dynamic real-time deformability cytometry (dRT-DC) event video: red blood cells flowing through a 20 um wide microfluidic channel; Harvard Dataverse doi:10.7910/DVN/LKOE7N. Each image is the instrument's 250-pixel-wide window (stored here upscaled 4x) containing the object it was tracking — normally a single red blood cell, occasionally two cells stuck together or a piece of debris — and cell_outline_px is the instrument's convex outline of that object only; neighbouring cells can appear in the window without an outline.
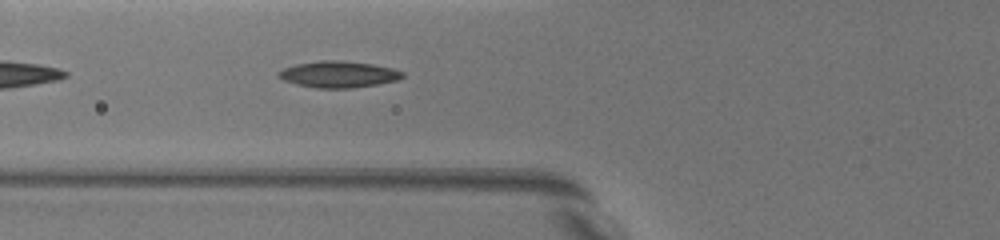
{"species": "common noctule bat (a hibernating species)", "species_latin": "Nyctalus noctula", "temperature_condition": "warm", "stored_images_in_passage": 40, "segment_of_instrument_passage": [1, 2], "camera_frame_rate_fps": 3000, "um_per_image_px": 0.085, "animal": {"sex": "female", "body_mass_g": 19.5, "forearm_length_mm": 54.1}, "frame": {"image": 1, "passage_image": 5, "time_ms": 1.333, "image_size_px": [1000, 240], "cell_outline_px": [[404, 76], [396, 80], [376, 84], [352, 88], [316, 88], [296, 84], [284, 80], [276, 76], [276, 72], [284, 68], [296, 64], [320, 60], [336, 60], [372, 64], [392, 68], [404, 72]], "centroid_in_image_um": [28.73, 6.31], "position_along_channel_um": 97.1, "area_um2": 19.02}}
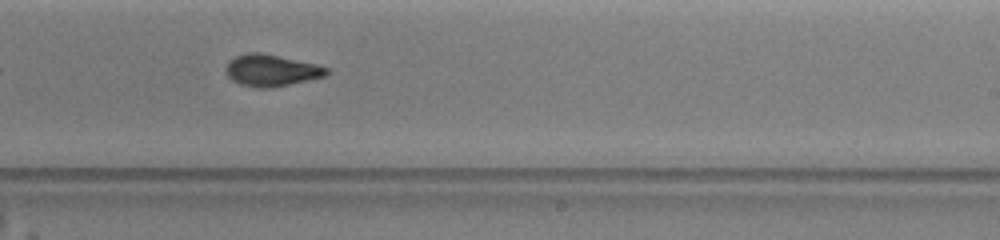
{"frame": {"image": 2, "passage_image": 18, "time_ms": 6.0, "image_size_px": [1000, 240], "cell_outline_px": [[328, 72], [324, 76], [272, 88], [260, 88], [240, 84], [232, 80], [228, 76], [228, 64], [236, 56], [252, 52], [260, 52], [316, 64], [328, 68]], "centroid_in_image_um": [23.08, 5.99], "position_along_channel_um": 265.9, "area_um2": 18.09}}
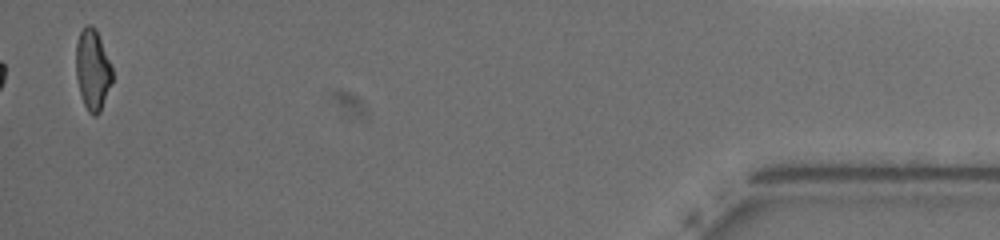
{"frame": {"image": 3, "passage_image": 38, "time_ms": 12.667, "image_size_px": [1000, 240], "cell_outline_px": [[112, 80], [100, 112], [96, 116], [92, 116], [88, 112], [80, 96], [76, 76], [76, 44], [80, 32], [88, 24], [96, 28], [112, 68]], "centroid_in_image_um": [7.86, 5.95], "position_along_channel_um": 427.3, "area_um2": 16.99}}